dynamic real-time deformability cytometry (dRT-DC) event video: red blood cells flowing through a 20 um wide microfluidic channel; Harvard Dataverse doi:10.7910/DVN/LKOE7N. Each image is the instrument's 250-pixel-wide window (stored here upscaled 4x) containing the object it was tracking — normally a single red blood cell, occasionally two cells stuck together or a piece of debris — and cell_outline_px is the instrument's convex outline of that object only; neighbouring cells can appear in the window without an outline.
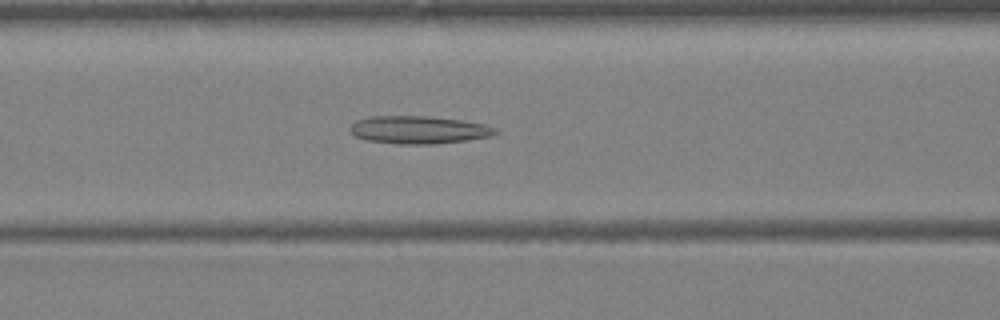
{"species": "Egyptian fruit bat (a non-hibernating species)", "species_latin": "Rousettus aegyptiacus", "temperature_condition": "warm", "stored_images_in_passage": 31, "camera_frame_rate_fps": 3000, "um_per_image_px": 0.085, "animal": {"sex": "female"}, "frame": {"image": 1, "passage_image": 9, "time_ms": 2.667, "image_size_px": [1000, 320], "cell_outline_px": [[500, 132], [492, 136], [464, 140], [432, 144], [400, 144], [368, 140], [356, 136], [348, 128], [356, 120], [372, 116], [428, 116], [460, 120], [484, 124], [496, 128]], "centroid_in_image_um": [35.6, 11.03], "position_along_channel_um": 131.0, "area_um2": 23.35}}
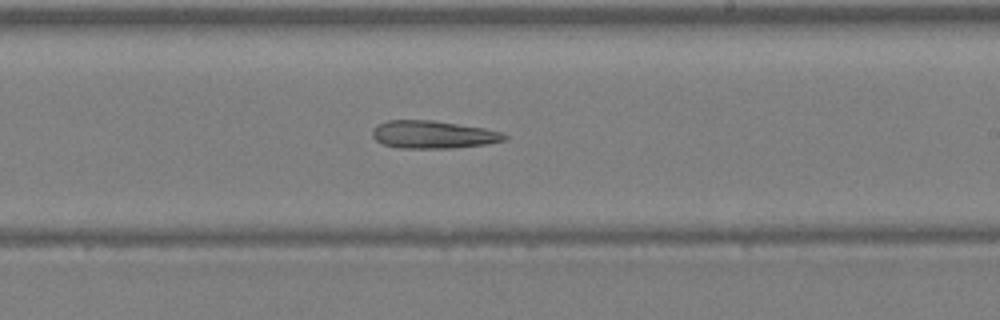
{"frame": {"image": 2, "passage_image": 16, "time_ms": 5.0, "image_size_px": [1000, 320], "cell_outline_px": [[508, 136], [504, 140], [484, 144], [452, 148], [396, 148], [384, 144], [376, 140], [372, 136], [372, 128], [376, 124], [388, 120], [432, 120], [484, 128], [500, 132]], "centroid_in_image_um": [36.74, 11.43], "position_along_channel_um": 252.3, "area_um2": 21.27}}
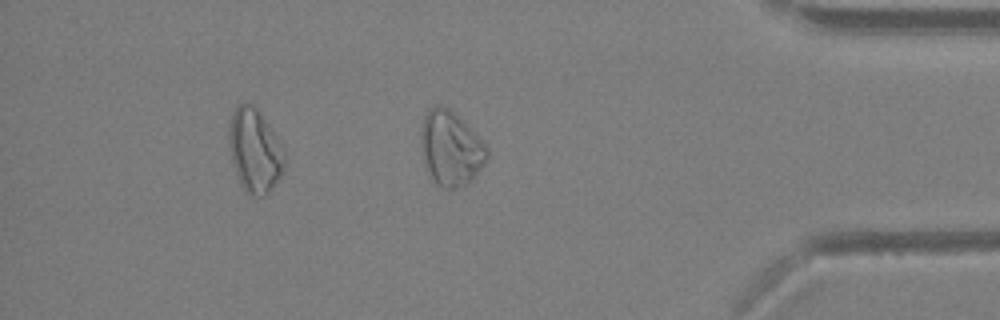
{"frame": {"image": 3, "passage_image": 26, "time_ms": 8.333, "image_size_px": [1000, 320], "cell_outline_px": [[488, 156], [484, 164], [472, 180], [456, 188], [444, 188], [436, 184], [432, 180], [424, 160], [420, 140], [420, 132], [424, 116], [428, 108], [436, 104], [440, 104], [448, 108], [488, 148]], "centroid_in_image_um": [38.27, 12.62], "position_along_channel_um": 396.9, "area_um2": 28.21}}